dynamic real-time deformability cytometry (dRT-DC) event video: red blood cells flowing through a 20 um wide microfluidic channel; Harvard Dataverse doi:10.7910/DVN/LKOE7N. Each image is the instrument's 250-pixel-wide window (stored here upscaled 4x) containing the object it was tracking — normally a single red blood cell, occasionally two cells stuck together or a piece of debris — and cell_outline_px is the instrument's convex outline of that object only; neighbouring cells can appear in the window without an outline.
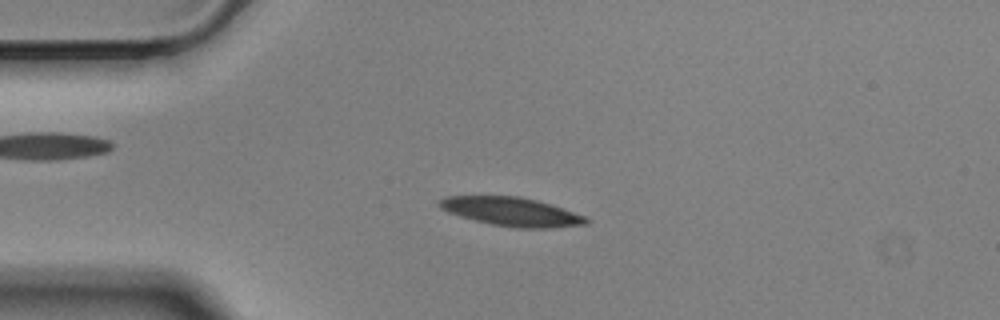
{"species": "Egyptian fruit bat (a non-hibernating species)", "species_latin": "Rousettus aegyptiacus", "temperature_condition": "cold", "stored_images_in_passage": 57, "camera_frame_rate_fps": 3000, "um_per_image_px": 0.085, "animal": {"sex": "male"}, "frame": {"image": 1, "passage_image": 13, "time_ms": 4.0, "image_size_px": [1000, 320], "cell_outline_px": [[588, 224], [552, 228], [516, 228], [492, 224], [460, 216], [448, 212], [440, 208], [436, 204], [444, 196], [520, 196], [552, 204], [564, 208], [584, 216], [588, 220]], "centroid_in_image_um": [43.48, 17.99], "position_along_channel_um": 41.5, "area_um2": 24.57}}
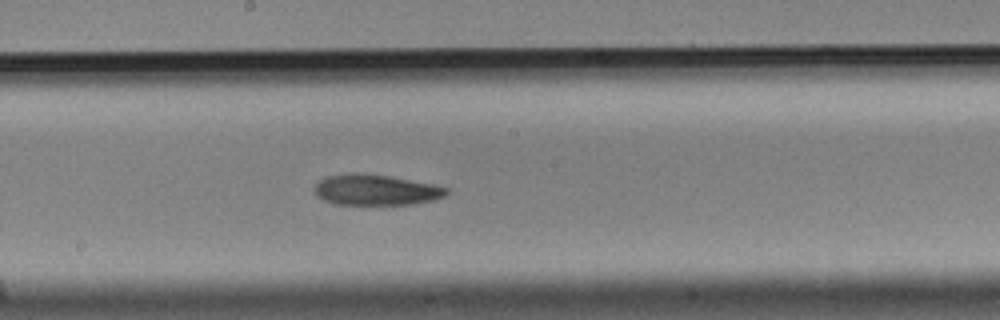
{"frame": {"image": 2, "passage_image": 30, "time_ms": 9.667, "image_size_px": [1000, 320], "cell_outline_px": [[448, 192], [444, 196], [432, 200], [412, 204], [336, 204], [324, 200], [316, 196], [312, 192], [316, 184], [320, 180], [328, 176], [352, 172], [360, 172], [388, 176], [432, 184], [448, 188]], "centroid_in_image_um": [31.89, 16.13], "position_along_channel_um": 216.3, "area_um2": 23.52}}
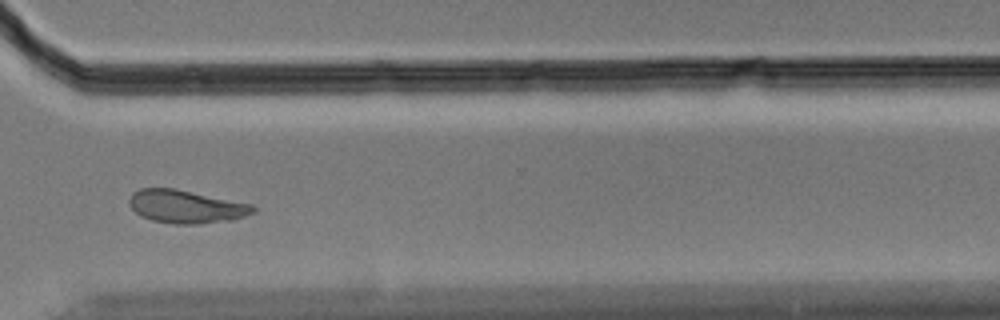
{"frame": {"image": 3, "passage_image": 42, "time_ms": 13.667, "image_size_px": [1000, 320], "cell_outline_px": [[256, 212], [232, 220], [196, 224], [176, 224], [152, 220], [140, 216], [128, 204], [128, 200], [132, 192], [140, 188], [176, 188], [252, 204], [256, 208]], "centroid_in_image_um": [15.8, 17.55], "position_along_channel_um": 354.8, "area_um2": 24.04}, "authors_computed_cell_mechanics": {"area_um2": 24.565, "velocity_mm_per_s": 3.4684, "shape_relaxation_time_tau1_ms": 4.6557, "shape_relaxation_time_tau2_ms": 6.6967, "deformation_change_tau1": 0.1264, "deformation_change_tau2": 0.1363}}